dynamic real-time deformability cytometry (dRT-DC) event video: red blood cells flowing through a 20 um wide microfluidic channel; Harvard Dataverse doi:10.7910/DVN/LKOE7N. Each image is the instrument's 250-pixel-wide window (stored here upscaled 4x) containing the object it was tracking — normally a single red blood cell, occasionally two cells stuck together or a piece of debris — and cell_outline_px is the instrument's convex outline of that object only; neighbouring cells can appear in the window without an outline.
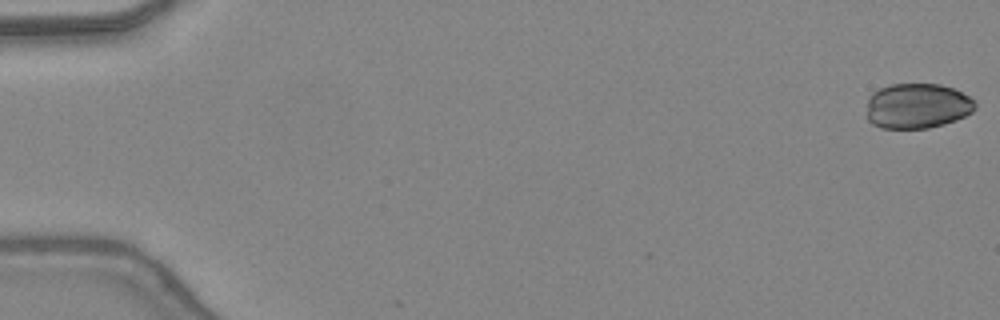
{"species": "common noctule bat (a hibernating species)", "species_latin": "Nyctalus noctula", "temperature_condition": "warm", "stored_images_in_passage": 8, "camera_frame_rate_fps": 3000, "um_per_image_px": 0.085, "animal": {"sex": "female", "body_mass_g": 24.6, "forearm_length_mm": 56.2}, "frame": {"image": 1, "passage_image": 1, "time_ms": 0.0, "image_size_px": [1000, 320], "cell_outline_px": [[976, 108], [972, 112], [956, 120], [944, 124], [928, 128], [880, 128], [872, 124], [868, 120], [868, 96], [872, 92], [880, 88], [892, 84], [940, 84], [952, 88], [976, 100]], "centroid_in_image_um": [77.97, 9.0], "position_along_channel_um": 7.0, "area_um2": 28.67}}